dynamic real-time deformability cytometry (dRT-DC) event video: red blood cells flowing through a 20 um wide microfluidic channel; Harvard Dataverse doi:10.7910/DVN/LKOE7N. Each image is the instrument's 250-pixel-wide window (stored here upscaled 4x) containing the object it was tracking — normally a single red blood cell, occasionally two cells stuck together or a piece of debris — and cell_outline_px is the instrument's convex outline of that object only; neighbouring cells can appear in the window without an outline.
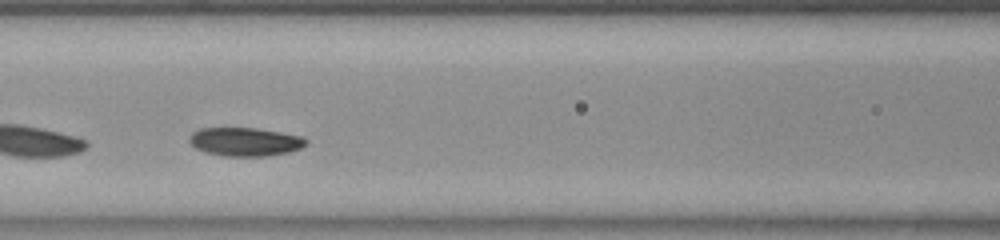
{"species": "common noctule bat (a hibernating species)", "species_latin": "Nyctalus noctula", "temperature_condition": "room temperature", "stored_images_in_passage": 30, "camera_frame_rate_fps": 3000, "um_per_image_px": 0.085, "animal": {"sex": "female", "body_mass_g": 23.0, "forearm_length_mm": 53.4}, "frame": {"image": 1, "passage_image": 13, "time_ms": 4.0, "image_size_px": [1000, 240], "cell_outline_px": [[308, 144], [300, 148], [288, 152], [268, 156], [224, 156], [204, 152], [196, 148], [188, 140], [188, 136], [192, 132], [200, 128], [256, 128], [304, 136], [308, 140]], "centroid_in_image_um": [20.84, 12.05], "position_along_channel_um": 145.8, "area_um2": 19.59}}